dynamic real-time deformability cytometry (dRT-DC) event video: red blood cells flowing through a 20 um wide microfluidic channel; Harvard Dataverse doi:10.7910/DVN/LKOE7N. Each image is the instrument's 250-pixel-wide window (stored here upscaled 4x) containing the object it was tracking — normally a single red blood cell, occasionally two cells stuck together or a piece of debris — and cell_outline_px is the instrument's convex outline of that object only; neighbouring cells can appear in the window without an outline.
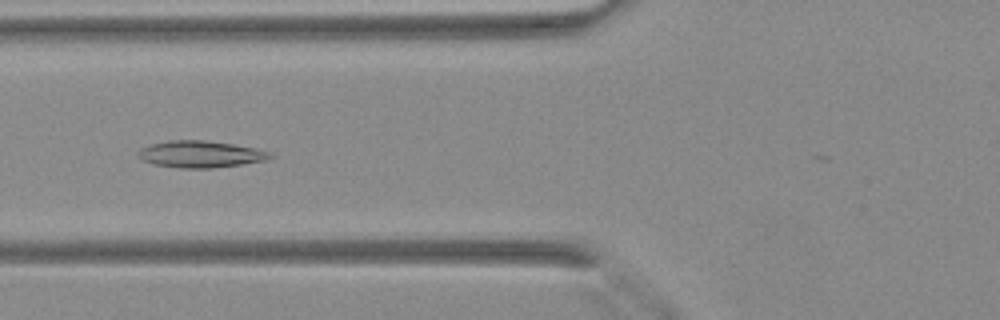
{"species": "Egyptian fruit bat (a non-hibernating species)", "species_latin": "Rousettus aegyptiacus", "temperature_condition": "warm", "stored_images_in_passage": 24, "camera_frame_rate_fps": 3000, "um_per_image_px": 0.085, "animal": {"sex": "female"}, "frame": {"image": 1, "passage_image": 11, "time_ms": 3.333, "image_size_px": [1000, 320], "cell_outline_px": [[276, 156], [268, 160], [212, 168], [180, 168], [152, 164], [144, 160], [136, 152], [140, 148], [152, 144], [168, 140], [200, 140], [232, 144], [256, 148], [268, 152]], "centroid_in_image_um": [17.04, 13.11], "position_along_channel_um": 108.8, "area_um2": 20.46}}
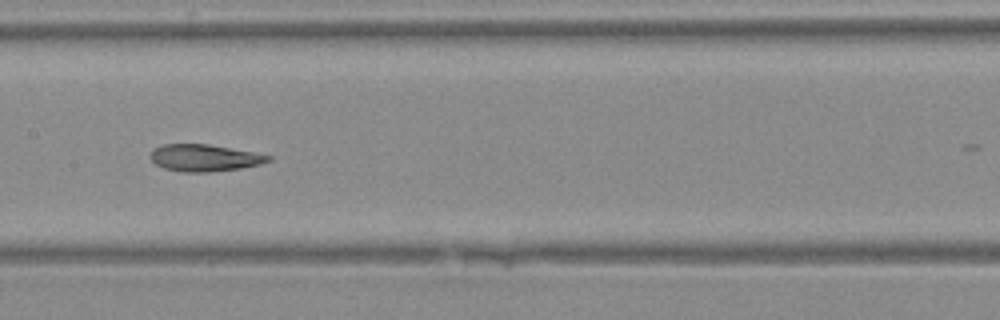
{"frame": {"image": 2, "passage_image": 16, "time_ms": 5.0, "image_size_px": [1000, 320], "cell_outline_px": [[272, 160], [260, 164], [240, 168], [208, 172], [180, 172], [164, 168], [156, 164], [148, 156], [152, 148], [164, 144], [208, 144], [252, 152], [272, 156]], "centroid_in_image_um": [17.33, 13.41], "position_along_channel_um": 190.1, "area_um2": 18.5}}
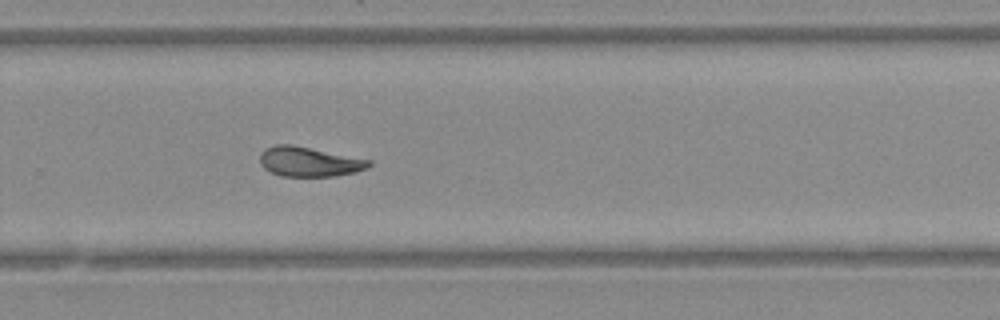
{"frame": {"image": 3, "passage_image": 23, "time_ms": 7.333, "image_size_px": [1000, 320], "cell_outline_px": [[372, 164], [368, 168], [336, 176], [280, 176], [264, 168], [260, 164], [260, 152], [264, 148], [276, 144], [292, 144], [372, 160]], "centroid_in_image_um": [26.26, 13.73], "position_along_channel_um": 303.5, "area_um2": 18.96}}